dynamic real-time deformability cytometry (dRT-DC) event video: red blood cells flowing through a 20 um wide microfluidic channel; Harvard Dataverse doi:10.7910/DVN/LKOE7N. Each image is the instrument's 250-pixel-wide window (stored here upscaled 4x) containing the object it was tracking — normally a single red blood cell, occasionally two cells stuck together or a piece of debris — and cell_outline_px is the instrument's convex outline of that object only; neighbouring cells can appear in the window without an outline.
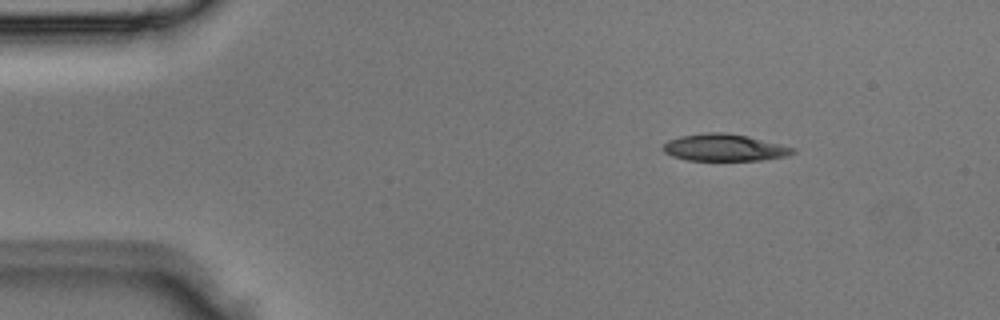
{"species": "Egyptian fruit bat (a non-hibernating species)", "species_latin": "Rousettus aegyptiacus", "temperature_condition": "room temperature", "stored_images_in_passage": 2, "camera_frame_rate_fps": 3000, "um_per_image_px": 0.085, "animal": {"sex": "male"}, "frame": {"image": 1, "passage_image": 1, "time_ms": 0.0, "image_size_px": [1000, 320], "cell_outline_px": [[796, 152], [788, 156], [760, 160], [688, 160], [672, 156], [664, 152], [664, 144], [668, 140], [680, 136], [708, 132], [724, 132], [748, 136], [796, 148]], "centroid_in_image_um": [61.6, 12.54], "position_along_channel_um": 23.4, "area_um2": 20.35}}